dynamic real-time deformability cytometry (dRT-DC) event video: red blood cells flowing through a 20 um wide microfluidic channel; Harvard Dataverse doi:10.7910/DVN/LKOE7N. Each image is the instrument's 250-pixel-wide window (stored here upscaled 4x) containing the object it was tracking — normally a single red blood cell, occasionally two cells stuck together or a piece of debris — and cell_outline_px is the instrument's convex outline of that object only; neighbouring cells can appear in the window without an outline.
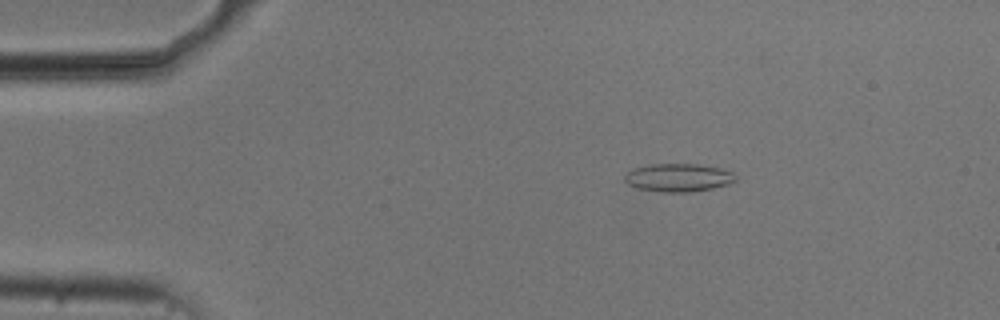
{"species": "common noctule bat (a hibernating species)", "species_latin": "Nyctalus noctula", "temperature_condition": "cold", "stored_images_in_passage": 46, "camera_frame_rate_fps": 3000, "um_per_image_px": 0.085, "animal": {"sex": "male", "body_mass_g": 20.5, "forearm_length_mm": 52.5}, "frame": {"image": 1, "passage_image": 1, "time_ms": 0.0, "image_size_px": [1000, 320], "cell_outline_px": [[736, 180], [728, 184], [712, 188], [692, 192], [660, 192], [636, 188], [628, 184], [624, 180], [624, 176], [632, 168], [648, 164], [696, 164], [720, 168], [732, 172], [736, 176]], "centroid_in_image_um": [57.62, 15.1], "position_along_channel_um": 27.4, "area_um2": 18.26}}
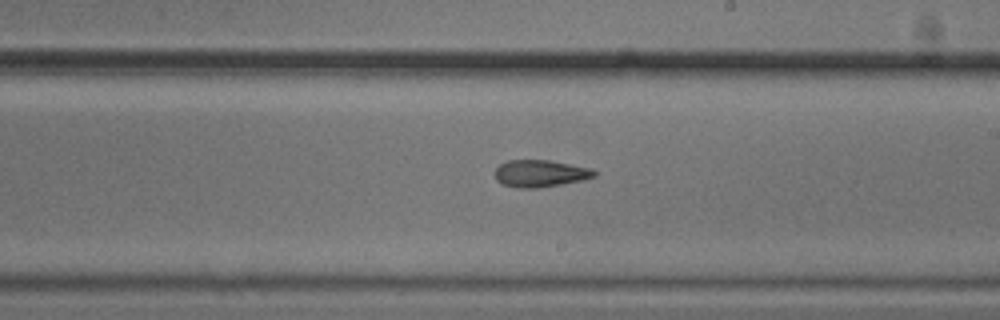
{"frame": {"image": 2, "passage_image": 23, "time_ms": 7.333, "image_size_px": [1000, 320], "cell_outline_px": [[596, 176], [580, 180], [540, 188], [516, 188], [504, 184], [496, 180], [496, 168], [500, 164], [508, 160], [548, 160], [592, 168], [596, 172]], "centroid_in_image_um": [45.91, 14.74], "position_along_channel_um": 243.1, "area_um2": 15.55}}
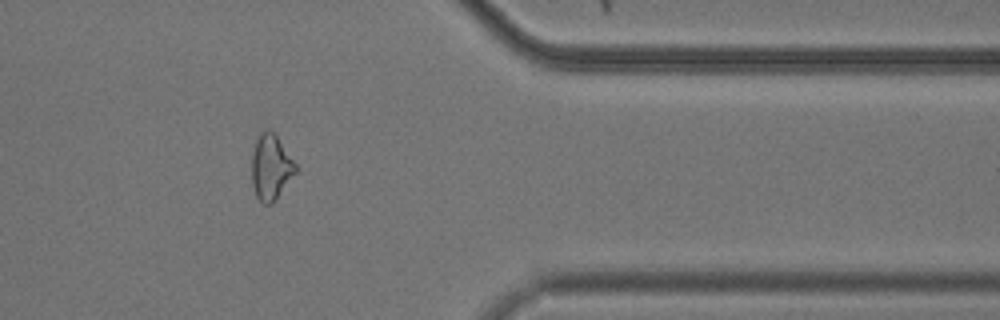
{"frame": {"image": 3, "passage_image": 36, "time_ms": 11.667, "image_size_px": [1000, 320], "cell_outline_px": [[296, 172], [276, 196], [268, 204], [264, 204], [256, 196], [252, 184], [252, 152], [256, 140], [260, 132], [264, 128], [268, 128], [276, 136], [296, 164]], "centroid_in_image_um": [22.98, 14.15], "position_along_channel_um": 388.4, "area_um2": 16.18}, "authors_computed_cell_mechanics": {"area_um2": 16.473, "velocity_mm_per_s": 3.738, "shape_relaxation_time_tau1_ms": 6.9336, "shape_relaxation_time_tau2_ms": 4.0152, "deformation_change_tau1": 0.132, "deformation_change_tau2": 0.1261}}